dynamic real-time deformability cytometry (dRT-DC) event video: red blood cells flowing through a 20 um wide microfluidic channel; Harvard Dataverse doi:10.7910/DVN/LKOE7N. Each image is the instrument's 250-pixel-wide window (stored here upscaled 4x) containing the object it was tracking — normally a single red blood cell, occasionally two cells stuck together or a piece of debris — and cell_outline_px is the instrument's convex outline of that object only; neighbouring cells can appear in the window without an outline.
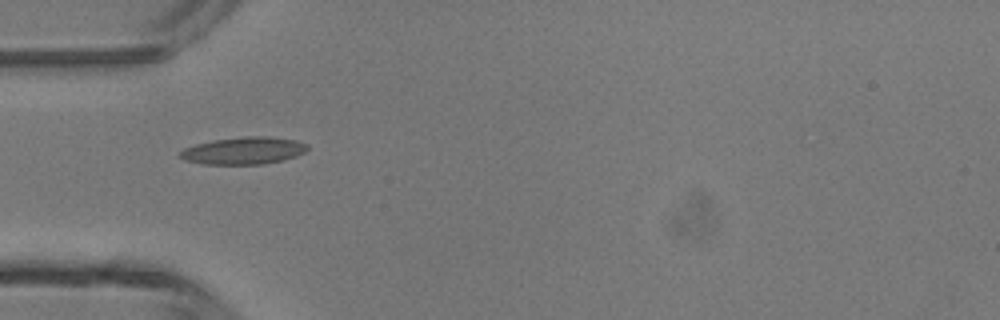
{"species": "common noctule bat (a hibernating species)", "species_latin": "Nyctalus noctula", "temperature_condition": "room temperature", "stored_images_in_passage": 6, "camera_frame_rate_fps": 3000, "um_per_image_px": 0.085, "animal": {"sex": "male", "body_mass_g": 13.3}, "frame": {"image": 1, "passage_image": 1, "time_ms": 0.0, "image_size_px": [1000, 320], "cell_outline_px": [[308, 148], [304, 152], [296, 156], [284, 160], [264, 164], [204, 164], [184, 160], [176, 156], [184, 148], [196, 144], [212, 140], [244, 136], [268, 136], [296, 140], [308, 144]], "centroid_in_image_um": [20.7, 12.8], "position_along_channel_um": 64.3, "area_um2": 20.4}}
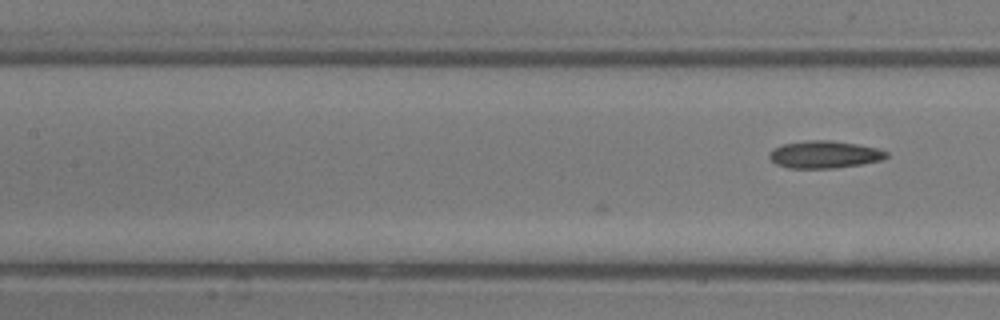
{"frame": {"image": 2, "passage_image": 6, "time_ms": 1.667, "image_size_px": [1000, 320], "cell_outline_px": [[888, 156], [884, 160], [836, 168], [788, 168], [776, 164], [768, 156], [768, 152], [772, 148], [780, 144], [804, 140], [832, 140], [856, 144], [876, 148], [888, 152]], "centroid_in_image_um": [70.03, 13.12], "position_along_channel_um": 137.4, "area_um2": 18.9}}